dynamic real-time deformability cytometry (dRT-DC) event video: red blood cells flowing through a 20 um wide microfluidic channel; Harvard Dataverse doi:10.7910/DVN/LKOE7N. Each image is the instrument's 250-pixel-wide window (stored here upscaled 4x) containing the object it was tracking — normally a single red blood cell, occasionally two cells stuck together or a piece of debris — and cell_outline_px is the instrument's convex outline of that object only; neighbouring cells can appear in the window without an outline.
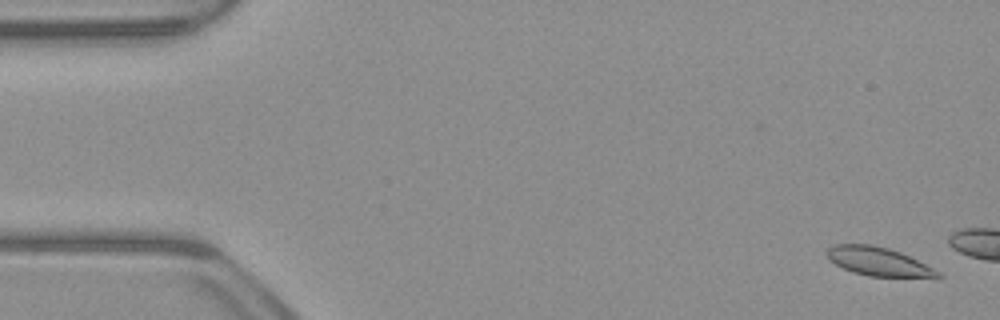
{"species": "common noctule bat (a hibernating species)", "species_latin": "Nyctalus noctula", "temperature_condition": "warm", "stored_images_in_passage": 9, "camera_frame_rate_fps": 3000, "um_per_image_px": 0.085, "animal": {"sex": "male", "body_mass_g": 23.1, "forearm_length_mm": 52.7}, "frame": {"image": 1, "passage_image": 2, "time_ms": 0.333, "image_size_px": [1000, 320], "cell_outline_px": [[944, 276], [940, 280], [868, 276], [852, 272], [828, 260], [824, 252], [832, 244], [872, 244], [888, 248], [900, 252], [940, 272]], "centroid_in_image_um": [74.73, 22.28], "position_along_channel_um": 10.3, "area_um2": 19.25}}